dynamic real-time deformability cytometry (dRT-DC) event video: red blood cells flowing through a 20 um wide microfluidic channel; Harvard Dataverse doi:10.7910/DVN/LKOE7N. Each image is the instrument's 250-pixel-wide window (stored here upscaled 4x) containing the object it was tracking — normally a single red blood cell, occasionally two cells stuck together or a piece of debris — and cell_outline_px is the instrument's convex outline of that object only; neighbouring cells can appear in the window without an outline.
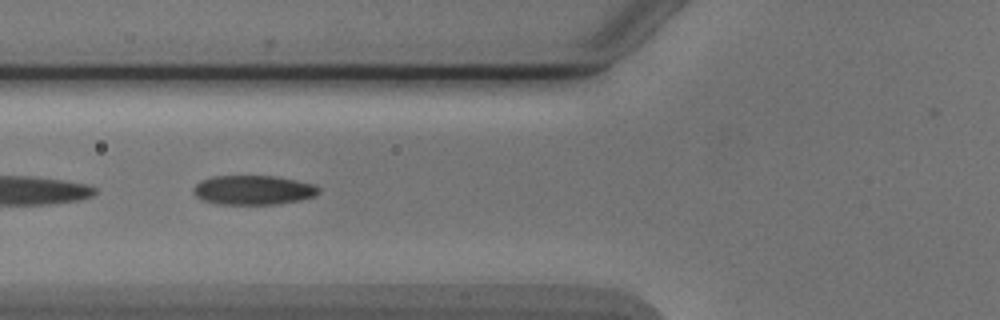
{"species": "Egyptian fruit bat (a non-hibernating species)", "species_latin": "Rousettus aegyptiacus", "temperature_condition": "cold", "stored_images_in_passage": 8, "camera_frame_rate_fps": 3000, "um_per_image_px": 0.085, "animal": {"sex": "male"}, "frame": {"image": 1, "passage_image": 5, "time_ms": 4.667, "image_size_px": [1000, 320], "cell_outline_px": [[320, 192], [316, 196], [300, 200], [276, 204], [220, 204], [204, 200], [196, 196], [192, 192], [192, 188], [200, 180], [212, 176], [276, 176], [296, 180], [312, 184], [320, 188]], "centroid_in_image_um": [21.52, 16.15], "position_along_channel_um": 104.3, "area_um2": 21.5}}
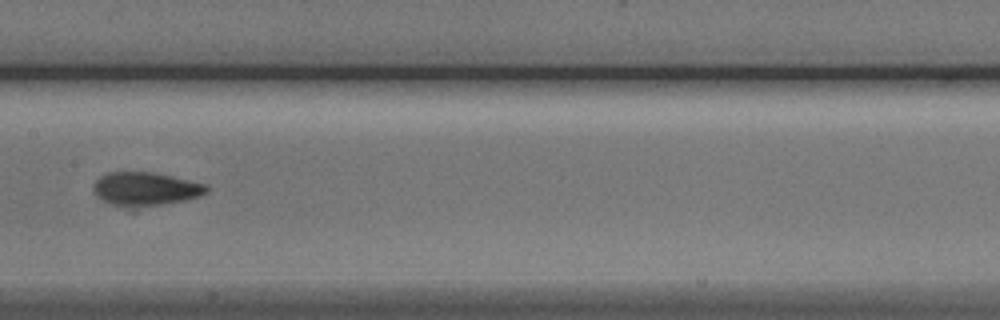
{"frame": {"image": 2, "passage_image": 7, "time_ms": 7.0, "image_size_px": [1000, 320], "cell_outline_px": [[208, 192], [200, 196], [184, 200], [128, 212], [96, 196], [92, 192], [92, 188], [96, 180], [100, 176], [108, 172], [156, 172], [208, 184]], "centroid_in_image_um": [12.34, 16.11], "position_along_channel_um": 195.1, "area_um2": 23.18}}
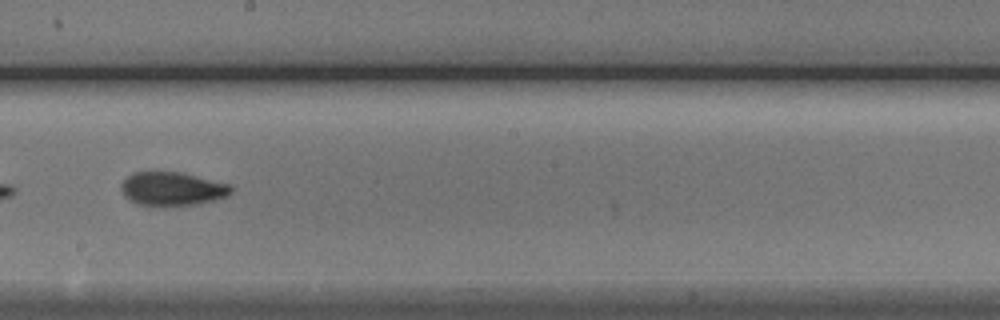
{"frame": {"image": 3, "passage_image": 8, "time_ms": 8.0, "image_size_px": [1000, 320], "cell_outline_px": [[232, 192], [228, 196], [216, 200], [196, 204], [164, 208], [136, 204], [128, 200], [124, 196], [120, 188], [120, 184], [132, 172], [184, 172], [232, 184]], "centroid_in_image_um": [14.65, 16.07], "position_along_channel_um": 233.6, "area_um2": 22.43}}